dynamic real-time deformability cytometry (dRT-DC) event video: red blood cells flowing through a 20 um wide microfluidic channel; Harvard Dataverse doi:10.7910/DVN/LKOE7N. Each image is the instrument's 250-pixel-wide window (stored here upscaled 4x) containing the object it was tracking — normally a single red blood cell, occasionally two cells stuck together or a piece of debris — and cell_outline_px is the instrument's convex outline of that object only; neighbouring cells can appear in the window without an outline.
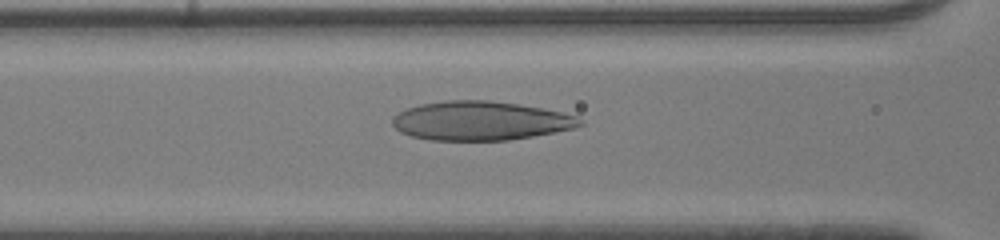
{"species": "human", "species_latin": "Homo sapiens", "temperature_condition": "room temperature", "stored_images_in_passage": 33, "camera_frame_rate_fps": 3000, "um_per_image_px": 0.085, "donor": {"sex": "male"}, "frame": {"image": 1, "passage_image": 10, "time_ms": 3.0, "image_size_px": [1000, 240], "cell_outline_px": [[584, 124], [572, 128], [532, 136], [508, 140], [432, 140], [412, 136], [400, 132], [392, 124], [392, 116], [408, 108], [420, 104], [444, 100], [488, 100], [520, 104], [560, 112], [576, 116], [584, 120]], "centroid_in_image_um": [40.82, 10.26], "position_along_channel_um": 125.8, "area_um2": 42.43}}
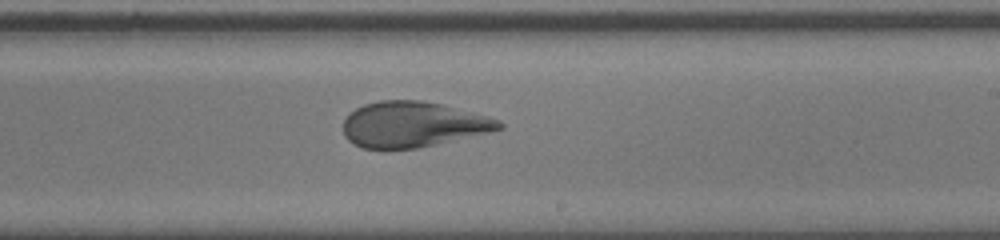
{"frame": {"image": 2, "passage_image": 19, "time_ms": 6.0, "image_size_px": [1000, 240], "cell_outline_px": [[504, 128], [488, 132], [436, 144], [416, 148], [360, 148], [352, 144], [344, 136], [344, 120], [356, 108], [364, 104], [380, 100], [424, 100], [444, 104], [488, 116], [500, 120], [504, 124]], "centroid_in_image_um": [35.1, 10.56], "position_along_channel_um": 253.9, "area_um2": 41.33}}
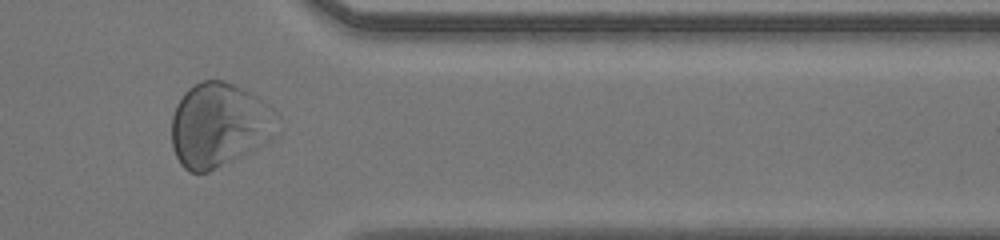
{"frame": {"image": 3, "passage_image": 29, "time_ms": 9.333, "image_size_px": [1000, 240], "cell_outline_px": [[280, 132], [268, 144], [208, 172], [188, 172], [180, 164], [172, 148], [172, 116], [176, 104], [184, 92], [188, 88], [200, 80], [224, 80], [252, 92], [276, 108], [280, 116]], "centroid_in_image_um": [18.72, 10.62], "position_along_channel_um": 392.7, "area_um2": 53.47}}